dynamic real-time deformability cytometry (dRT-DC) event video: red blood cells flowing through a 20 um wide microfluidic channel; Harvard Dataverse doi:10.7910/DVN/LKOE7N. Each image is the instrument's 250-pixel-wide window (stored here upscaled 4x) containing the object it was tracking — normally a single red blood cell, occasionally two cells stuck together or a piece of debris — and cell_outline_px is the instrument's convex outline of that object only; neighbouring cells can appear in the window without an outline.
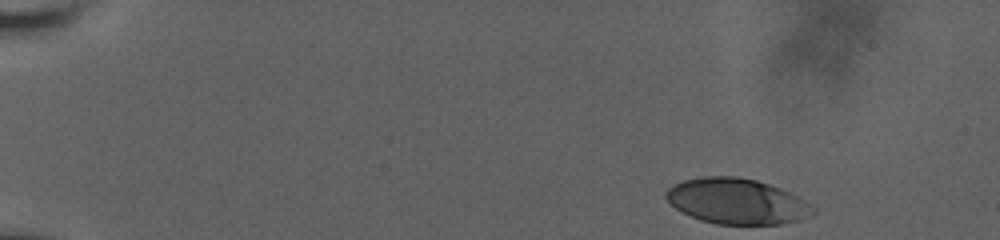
{"species": "human", "species_latin": "Homo sapiens", "temperature_condition": "room temperature", "stored_images_in_passage": 45, "camera_frame_rate_fps": 3000, "um_per_image_px": 0.085, "donor": {"sex": "male"}, "frame": {"image": 1, "passage_image": 1, "time_ms": 0.0, "image_size_px": [1000, 240], "cell_outline_px": [[816, 212], [812, 216], [800, 220], [780, 224], [716, 224], [700, 220], [680, 212], [664, 196], [664, 192], [672, 184], [684, 180], [704, 176], [736, 176], [756, 180], [780, 188], [812, 204], [816, 208]], "centroid_in_image_um": [62.63, 17.11], "position_along_channel_um": 22.4, "area_um2": 39.25}}
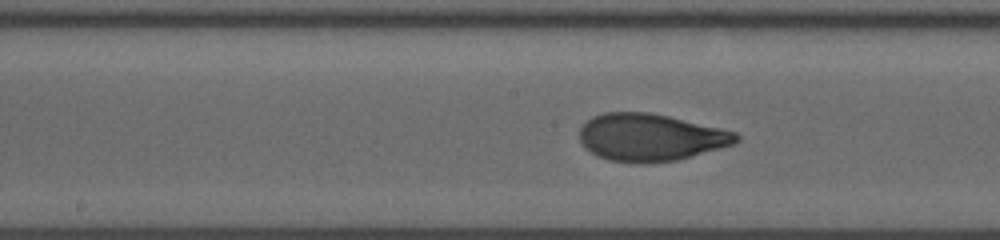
{"frame": {"image": 2, "passage_image": 26, "time_ms": 8.333, "image_size_px": [1000, 240], "cell_outline_px": [[740, 140], [736, 144], [680, 160], [648, 164], [636, 164], [608, 160], [596, 156], [584, 148], [580, 144], [580, 128], [592, 116], [604, 112], [648, 112], [668, 116], [720, 128], [736, 132], [740, 136]], "centroid_in_image_um": [55.29, 11.7], "position_along_channel_um": 192.9, "area_um2": 43.87}}
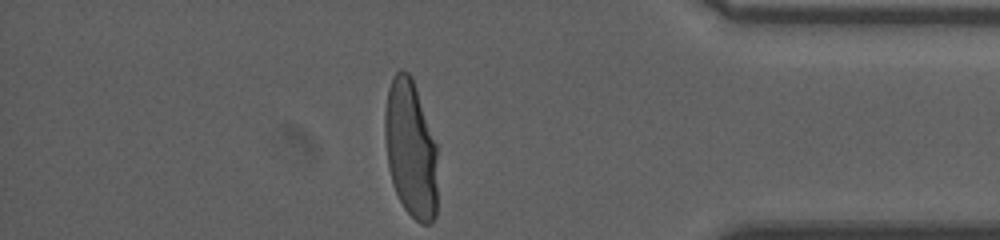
{"frame": {"image": 3, "passage_image": 45, "time_ms": 14.667, "image_size_px": [1000, 240], "cell_outline_px": [[436, 216], [432, 224], [420, 224], [404, 208], [392, 184], [388, 168], [384, 136], [384, 112], [388, 88], [392, 76], [400, 68], [408, 72], [412, 76], [436, 144]], "centroid_in_image_um": [34.88, 12.64], "position_along_channel_um": 400.3, "area_um2": 42.54}, "authors_computed_cell_mechanics": {"area_um2": 42.5408, "velocity_mm_per_s": 3.6602, "shape_relaxation_time_tau1_ms": 4.3391, "shape_relaxation_time_tau2_ms": null, "deformation_change_tau1": 0.2421, "deformation_change_tau2": null}}